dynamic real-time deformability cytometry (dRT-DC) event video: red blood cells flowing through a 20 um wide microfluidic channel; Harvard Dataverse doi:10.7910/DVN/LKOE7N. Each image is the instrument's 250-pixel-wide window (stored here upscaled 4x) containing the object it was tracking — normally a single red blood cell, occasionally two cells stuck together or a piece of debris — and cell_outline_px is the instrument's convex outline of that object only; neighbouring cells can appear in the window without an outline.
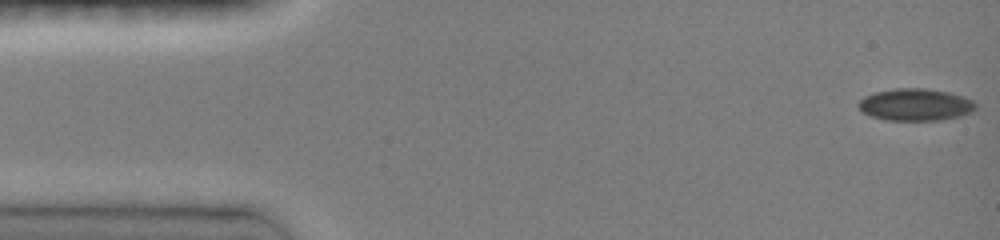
{"species": "common noctule bat (a hibernating species)", "species_latin": "Nyctalus noctula", "temperature_condition": "room temperature", "stored_images_in_passage": 6, "camera_frame_rate_fps": 3000, "um_per_image_px": 0.085, "animal": {"sex": "female", "body_mass_g": 19.0, "forearm_length_mm": 51.5}, "frame": {"image": 1, "passage_image": 1, "time_ms": 0.0, "image_size_px": [1000, 240], "cell_outline_px": [[976, 108], [972, 112], [960, 116], [940, 120], [884, 120], [860, 112], [856, 104], [864, 96], [876, 92], [896, 88], [924, 88], [948, 92], [972, 100], [976, 104]], "centroid_in_image_um": [77.77, 8.9], "position_along_channel_um": 7.2, "area_um2": 21.96}}